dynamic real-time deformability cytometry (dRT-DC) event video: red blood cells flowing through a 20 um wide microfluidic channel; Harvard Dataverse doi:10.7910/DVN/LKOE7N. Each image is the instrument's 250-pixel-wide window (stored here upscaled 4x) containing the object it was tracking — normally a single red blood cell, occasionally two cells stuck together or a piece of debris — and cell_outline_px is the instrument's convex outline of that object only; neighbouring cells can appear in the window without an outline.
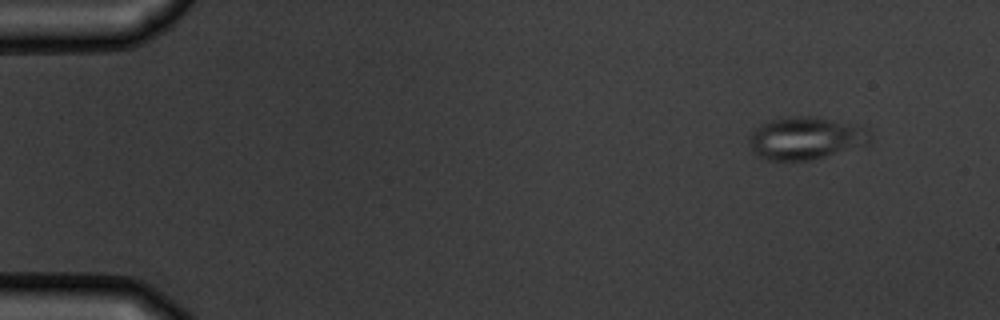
{"species": "common noctule bat (a hibernating species)", "species_latin": "Nyctalus noctula", "temperature_condition": "warm", "stored_images_in_passage": 4, "camera_frame_rate_fps": 3000, "um_per_image_px": 0.085, "animal": {"sex": "male", "body_mass_g": 19.5, "forearm_length_mm": 54.6}, "frame": {"image": 1, "passage_image": 1, "time_ms": 0.0, "image_size_px": [1000, 320], "cell_outline_px": [[872, 140], [868, 144], [824, 156], [808, 160], [768, 160], [756, 156], [748, 140], [748, 136], [760, 124], [772, 120], [788, 116], [812, 116], [864, 124], [868, 128], [872, 136]], "centroid_in_image_um": [68.54, 11.72], "position_along_channel_um": 16.5, "area_um2": 30.4}}